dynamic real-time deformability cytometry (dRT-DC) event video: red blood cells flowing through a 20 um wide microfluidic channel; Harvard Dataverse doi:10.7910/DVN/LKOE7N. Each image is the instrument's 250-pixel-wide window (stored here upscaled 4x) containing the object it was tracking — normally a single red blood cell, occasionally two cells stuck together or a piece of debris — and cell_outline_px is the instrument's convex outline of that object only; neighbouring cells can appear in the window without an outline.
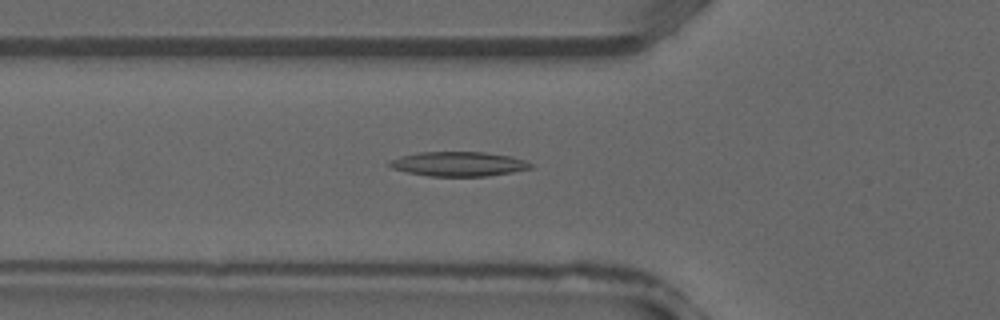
{"species": "common noctule bat (a hibernating species)", "species_latin": "Nyctalus noctula", "temperature_condition": "warm", "stored_images_in_passage": 38, "camera_frame_rate_fps": 3000, "um_per_image_px": 0.085, "animal": {"sex": "male", "forearm_length_mm": 52.5}, "frame": {"image": 1, "passage_image": 13, "time_ms": 4.0, "image_size_px": [1000, 320], "cell_outline_px": [[532, 168], [512, 172], [488, 176], [428, 176], [408, 172], [392, 168], [388, 164], [388, 160], [400, 156], [420, 152], [484, 152], [512, 156], [524, 160], [532, 164]], "centroid_in_image_um": [38.97, 13.93], "position_along_channel_um": 86.8, "area_um2": 20.17}}
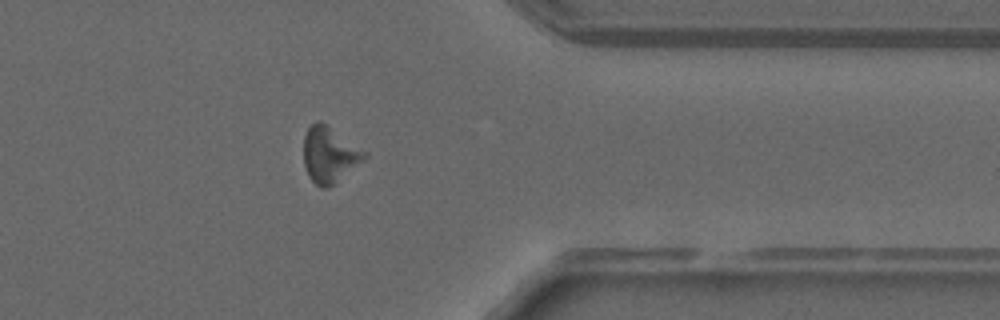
{"frame": {"image": 2, "passage_image": 30, "time_ms": 9.667, "image_size_px": [1000, 320], "cell_outline_px": [[368, 156], [336, 184], [328, 188], [320, 188], [308, 176], [304, 164], [304, 136], [308, 128], [316, 120], [320, 120], [328, 124], [368, 152]], "centroid_in_image_um": [28.03, 13.14], "position_along_channel_um": 383.4, "area_um2": 20.23}}
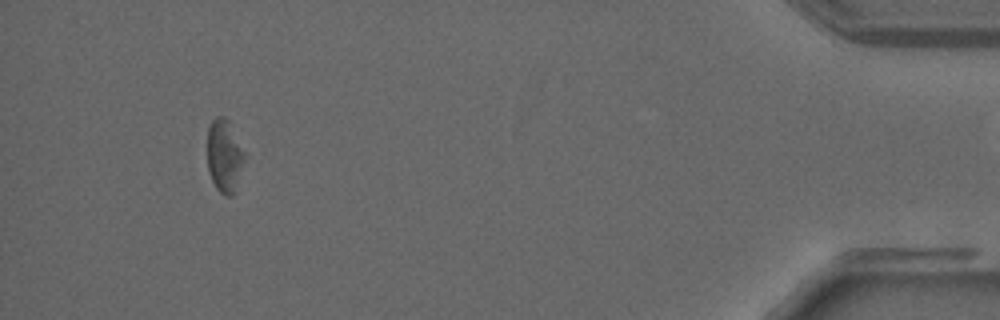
{"frame": {"image": 3, "passage_image": 35, "time_ms": 11.333, "image_size_px": [1000, 320], "cell_outline_px": [[248, 152], [236, 192], [232, 196], [224, 196], [216, 188], [212, 180], [208, 168], [208, 128], [212, 120], [216, 116], [224, 116], [228, 120]], "centroid_in_image_um": [19.14, 13.26], "position_along_channel_um": 416.1, "area_um2": 16.53}}